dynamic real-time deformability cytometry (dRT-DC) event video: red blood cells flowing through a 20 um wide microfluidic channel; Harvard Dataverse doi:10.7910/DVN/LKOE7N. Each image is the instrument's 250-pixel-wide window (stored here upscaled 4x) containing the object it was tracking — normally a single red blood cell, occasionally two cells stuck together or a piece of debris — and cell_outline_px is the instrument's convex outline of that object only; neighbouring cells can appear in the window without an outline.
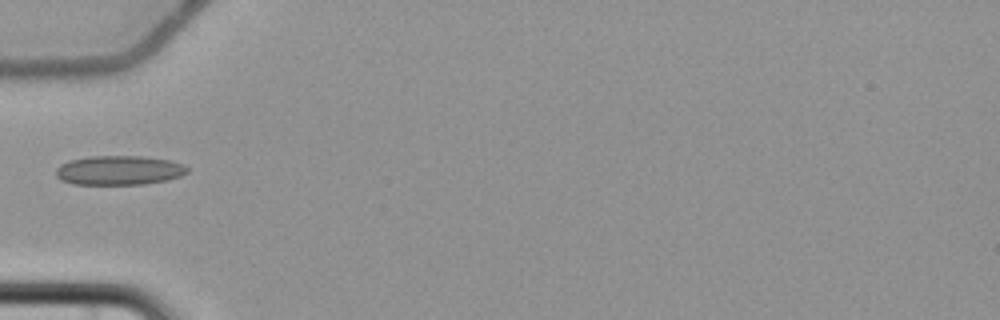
{"species": "common noctule bat (a hibernating species)", "species_latin": "Nyctalus noctula", "temperature_condition": "cold", "stored_images_in_passage": 8, "camera_frame_rate_fps": 3000, "um_per_image_px": 0.085, "animal": {"sex": "female", "body_mass_g": 22.7, "forearm_length_mm": 54.2}, "frame": {"image": 1, "passage_image": 5, "time_ms": 5.667, "image_size_px": [1000, 320], "cell_outline_px": [[188, 172], [180, 176], [168, 180], [144, 184], [72, 184], [60, 180], [56, 176], [56, 168], [60, 164], [68, 160], [88, 156], [140, 156], [172, 160], [184, 164], [188, 168]], "centroid_in_image_um": [10.11, 14.47], "position_along_channel_um": 74.9, "area_um2": 22.72}}
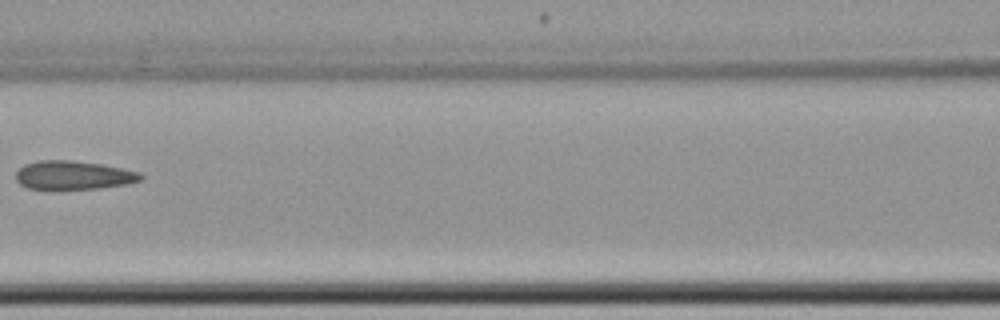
{"frame": {"image": 2, "passage_image": 7, "time_ms": 8.0, "image_size_px": [1000, 320], "cell_outline_px": [[144, 176], [140, 180], [128, 184], [100, 188], [60, 192], [28, 188], [20, 184], [16, 180], [16, 172], [24, 164], [40, 160], [72, 160], [100, 164], [140, 172]], "centroid_in_image_um": [6.2, 14.94], "position_along_channel_um": 160.4, "area_um2": 21.62}}
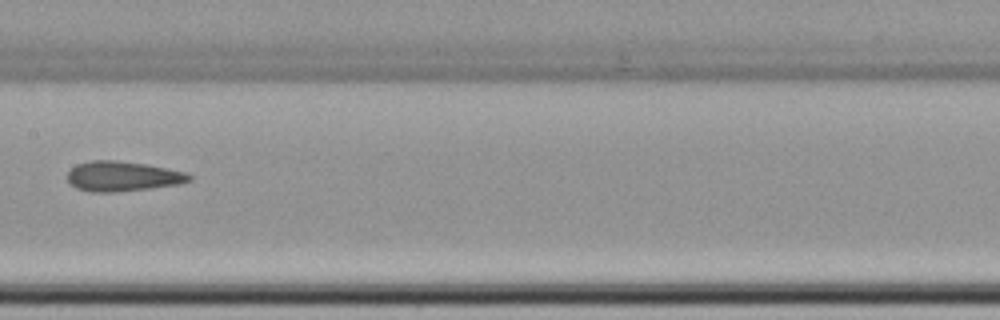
{"frame": {"image": 3, "passage_image": 8, "time_ms": 9.0, "image_size_px": [1000, 320], "cell_outline_px": [[192, 180], [180, 184], [152, 188], [116, 192], [88, 192], [76, 188], [68, 184], [68, 172], [76, 164], [92, 160], [116, 160], [144, 164], [188, 172], [192, 176]], "centroid_in_image_um": [10.42, 14.99], "position_along_channel_um": 197.0, "area_um2": 21.5}}